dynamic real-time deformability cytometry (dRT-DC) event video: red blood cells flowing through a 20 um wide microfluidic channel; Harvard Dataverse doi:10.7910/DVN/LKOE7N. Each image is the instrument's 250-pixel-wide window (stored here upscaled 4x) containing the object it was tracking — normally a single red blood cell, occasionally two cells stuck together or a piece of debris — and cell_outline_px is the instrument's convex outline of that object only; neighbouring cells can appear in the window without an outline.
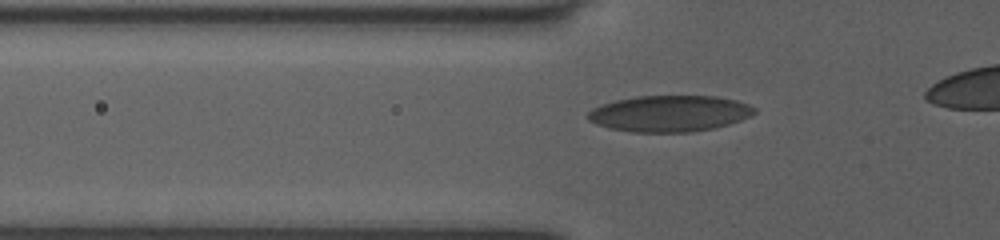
{"species": "human", "species_latin": "Homo sapiens", "temperature_condition": "room temperature", "stored_images_in_passage": 31, "camera_frame_rate_fps": 3000, "um_per_image_px": 0.085, "donor": {"sex": "female"}, "frame": {"image": 1, "passage_image": 3, "time_ms": 0.667, "image_size_px": [1000, 240], "cell_outline_px": [[756, 112], [752, 116], [728, 124], [712, 128], [688, 132], [632, 132], [608, 128], [596, 124], [588, 120], [588, 112], [592, 108], [616, 100], [636, 96], [716, 96], [736, 100], [748, 104], [756, 108]], "centroid_in_image_um": [56.92, 9.65], "position_along_channel_um": 68.9, "area_um2": 35.14}}
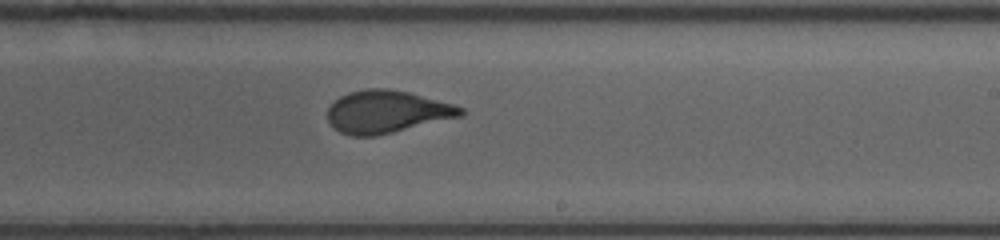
{"frame": {"image": 2, "passage_image": 17, "time_ms": 5.333, "image_size_px": [1000, 240], "cell_outline_px": [[464, 116], [376, 136], [352, 136], [340, 132], [328, 120], [328, 108], [340, 96], [348, 92], [368, 88], [388, 88], [408, 92], [456, 104], [464, 108]], "centroid_in_image_um": [32.93, 9.49], "position_along_channel_um": 256.1, "area_um2": 33.12}}
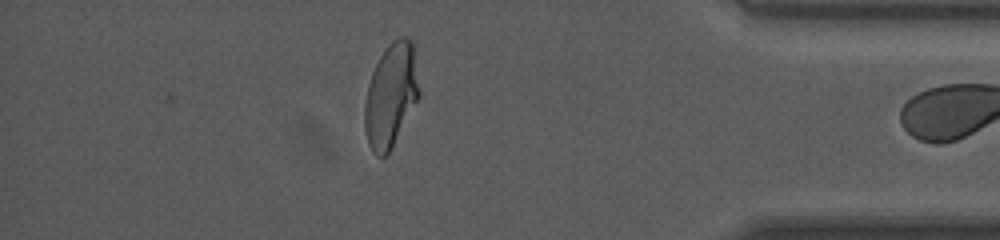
{"frame": {"image": 3, "passage_image": 30, "time_ms": 9.667, "image_size_px": [1000, 240], "cell_outline_px": [[420, 96], [388, 152], [384, 156], [376, 156], [372, 152], [368, 144], [364, 128], [364, 104], [368, 84], [372, 72], [380, 56], [388, 44], [396, 36], [404, 36], [412, 40], [420, 88]], "centroid_in_image_um": [33.22, 8.06], "position_along_channel_um": 402.0, "area_um2": 32.95}}